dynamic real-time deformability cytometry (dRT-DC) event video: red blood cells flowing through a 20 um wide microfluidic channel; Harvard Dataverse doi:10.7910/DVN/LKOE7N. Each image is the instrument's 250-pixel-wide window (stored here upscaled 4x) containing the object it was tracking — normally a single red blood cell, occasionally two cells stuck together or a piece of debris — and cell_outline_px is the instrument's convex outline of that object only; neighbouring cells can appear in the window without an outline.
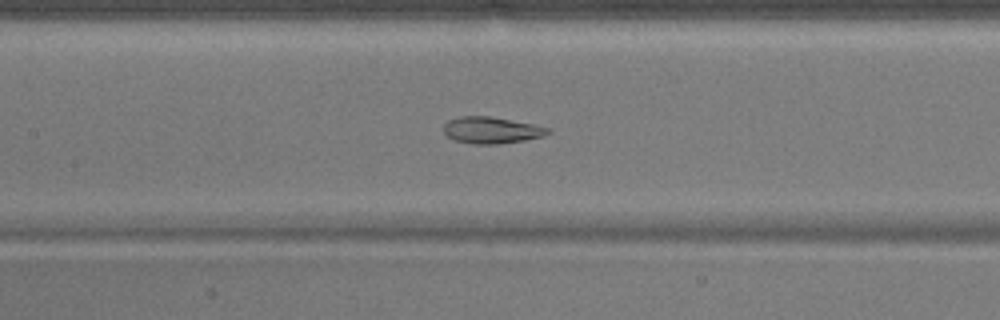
{"species": "common noctule bat (a hibernating species)", "species_latin": "Nyctalus noctula", "temperature_condition": "warm", "stored_images_in_passage": 38, "camera_frame_rate_fps": 3000, "um_per_image_px": 0.085, "animal": {"sex": "male", "body_mass_g": 17.9}, "frame": {"image": 1, "passage_image": 10, "time_ms": 3.0, "image_size_px": [1000, 320], "cell_outline_px": [[552, 132], [540, 136], [524, 140], [496, 144], [472, 144], [456, 140], [448, 136], [444, 132], [444, 124], [448, 120], [460, 116], [488, 116], [532, 124], [552, 128]], "centroid_in_image_um": [41.77, 11.06], "position_along_channel_um": 165.6, "area_um2": 15.95}}
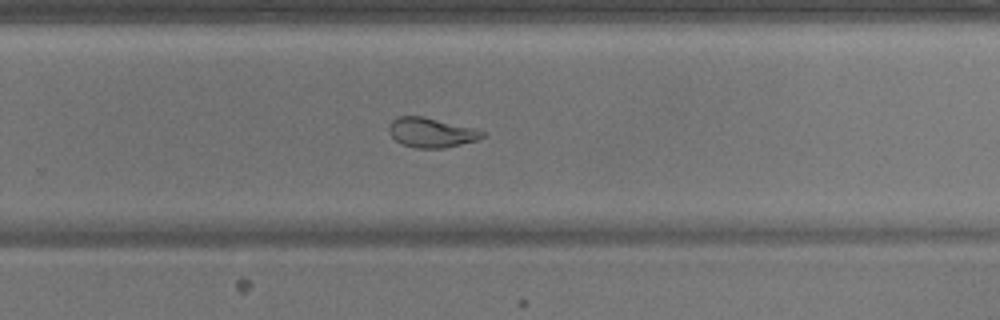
{"frame": {"image": 2, "passage_image": 20, "time_ms": 6.333, "image_size_px": [1000, 320], "cell_outline_px": [[488, 132], [484, 136], [476, 140], [444, 148], [416, 148], [400, 144], [388, 132], [388, 124], [396, 116], [424, 116]], "centroid_in_image_um": [36.61, 11.26], "position_along_channel_um": 293.2, "area_um2": 16.18}}
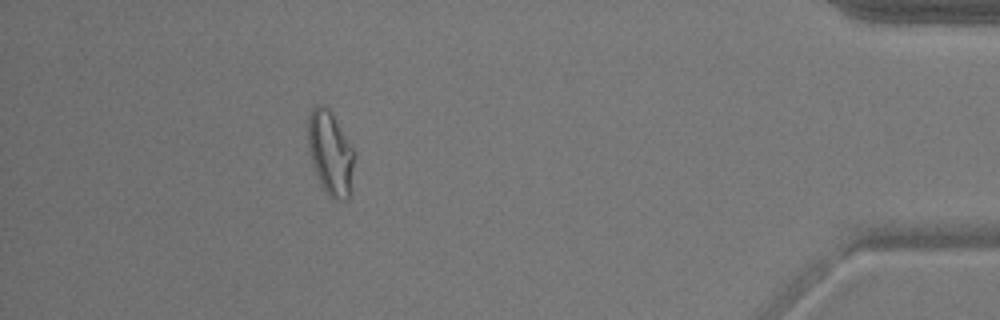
{"frame": {"image": 3, "passage_image": 33, "time_ms": 10.667, "image_size_px": [1000, 320], "cell_outline_px": [[352, 168], [348, 196], [344, 200], [336, 200], [328, 196], [320, 184], [312, 160], [308, 144], [308, 116], [312, 108], [316, 104], [324, 104], [332, 112], [352, 148]], "centroid_in_image_um": [28.03, 12.95], "position_along_channel_um": 407.2, "area_um2": 21.96}, "authors_computed_cell_mechanics": {"area_um2": 16.7331, "velocity_mm_per_s": 3.8388, "shape_relaxation_time_tau1_ms": 7.3607, "shape_relaxation_time_tau2_ms": 1.755, "deformation_change_tau1": 0.2047, "deformation_change_tau2": 0.0842}}